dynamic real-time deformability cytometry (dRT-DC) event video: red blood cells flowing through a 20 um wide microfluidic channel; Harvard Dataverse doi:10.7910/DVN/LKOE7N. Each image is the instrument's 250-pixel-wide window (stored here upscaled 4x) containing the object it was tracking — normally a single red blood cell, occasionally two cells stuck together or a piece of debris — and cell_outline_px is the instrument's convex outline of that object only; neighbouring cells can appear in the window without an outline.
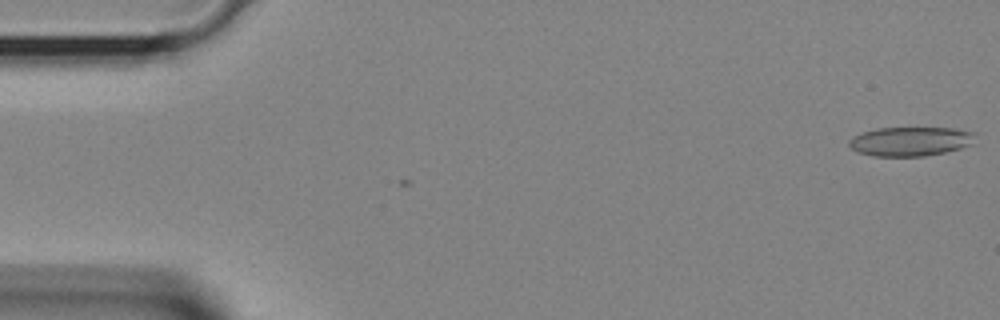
{"species": "Egyptian fruit bat (a non-hibernating species)", "species_latin": "Rousettus aegyptiacus", "temperature_condition": "room temperature", "stored_images_in_passage": 2, "camera_frame_rate_fps": 3000, "um_per_image_px": 0.085, "animal": {"sex": "female"}, "frame": {"image": 1, "passage_image": 1, "time_ms": 0.0, "image_size_px": [1000, 320], "cell_outline_px": [[976, 144], [944, 152], [924, 156], [872, 156], [856, 152], [848, 144], [848, 140], [852, 136], [864, 132], [880, 128], [956, 128], [976, 132]], "centroid_in_image_um": [77.44, 12.01], "position_along_channel_um": 7.6, "area_um2": 21.73}}